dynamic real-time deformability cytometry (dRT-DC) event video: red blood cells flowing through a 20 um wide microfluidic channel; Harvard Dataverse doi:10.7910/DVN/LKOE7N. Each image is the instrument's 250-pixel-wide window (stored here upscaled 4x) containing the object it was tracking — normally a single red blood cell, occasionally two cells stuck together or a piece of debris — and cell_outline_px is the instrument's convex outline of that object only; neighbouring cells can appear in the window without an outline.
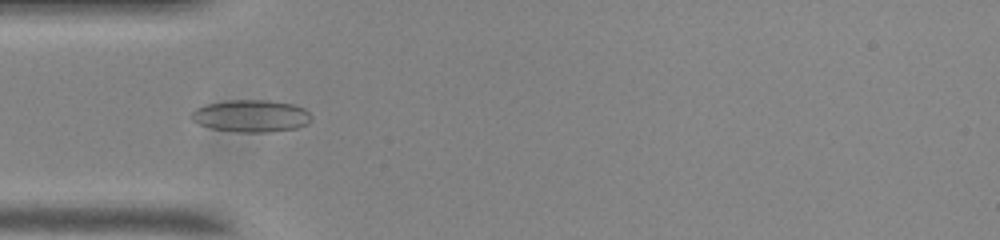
{"species": "common noctule bat (a hibernating species)", "species_latin": "Nyctalus noctula", "temperature_condition": "room temperature", "stored_images_in_passage": 40, "camera_frame_rate_fps": 3000, "um_per_image_px": 0.085, "animal": {"sex": "male", "body_mass_g": 20.0, "forearm_length_mm": 53.3}, "frame": {"image": 1, "passage_image": 9, "time_ms": 2.667, "image_size_px": [1000, 240], "cell_outline_px": [[312, 120], [308, 124], [296, 128], [268, 132], [236, 132], [212, 128], [200, 124], [192, 120], [192, 112], [196, 108], [204, 104], [232, 100], [268, 100], [292, 104], [304, 108], [312, 116]], "centroid_in_image_um": [21.37, 9.85], "position_along_channel_um": 63.6, "area_um2": 22.48}}
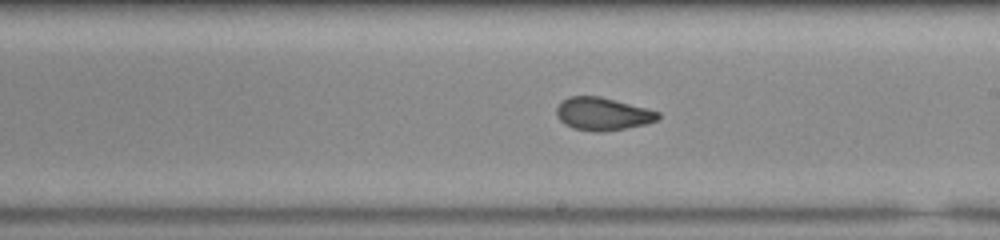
{"frame": {"image": 2, "passage_image": 23, "time_ms": 7.333, "image_size_px": [1000, 240], "cell_outline_px": [[660, 116], [656, 120], [648, 124], [600, 132], [596, 132], [572, 128], [564, 124], [560, 120], [556, 112], [556, 108], [568, 96], [600, 96], [660, 112]], "centroid_in_image_um": [51.22, 9.68], "position_along_channel_um": 237.8, "area_um2": 19.25}}
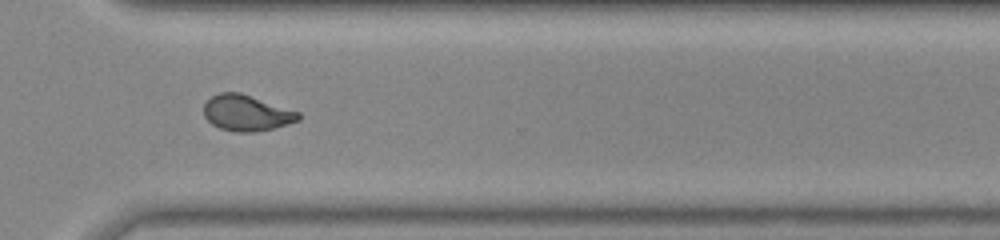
{"frame": {"image": 3, "passage_image": 32, "time_ms": 10.333, "image_size_px": [1000, 240], "cell_outline_px": [[300, 120], [272, 128], [252, 132], [236, 132], [220, 128], [212, 124], [204, 116], [204, 104], [212, 96], [220, 92], [240, 92], [300, 112]], "centroid_in_image_um": [20.95, 9.59], "position_along_channel_um": 349.7, "area_um2": 19.65}, "authors_computed_cell_mechanics": {"area_um2": 19.7387, "velocity_mm_per_s": 3.7197, "shape_relaxation_time_tau1_ms": null, "shape_relaxation_time_tau2_ms": 1.6492, "deformation_change_tau1": null, "deformation_change_tau2": 0.0761}}